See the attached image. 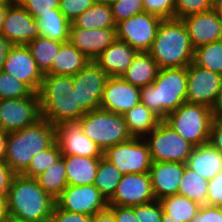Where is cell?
<instances>
[{
  "instance_id": "cell-13",
  "label": "cell",
  "mask_w": 222,
  "mask_h": 222,
  "mask_svg": "<svg viewBox=\"0 0 222 222\" xmlns=\"http://www.w3.org/2000/svg\"><path fill=\"white\" fill-rule=\"evenodd\" d=\"M55 205L68 212L94 216L108 208V201L92 184L65 187Z\"/></svg>"
},
{
  "instance_id": "cell-32",
  "label": "cell",
  "mask_w": 222,
  "mask_h": 222,
  "mask_svg": "<svg viewBox=\"0 0 222 222\" xmlns=\"http://www.w3.org/2000/svg\"><path fill=\"white\" fill-rule=\"evenodd\" d=\"M167 219H175L182 222H190L198 213L200 204L185 196L175 194L163 197L159 200Z\"/></svg>"
},
{
  "instance_id": "cell-28",
  "label": "cell",
  "mask_w": 222,
  "mask_h": 222,
  "mask_svg": "<svg viewBox=\"0 0 222 222\" xmlns=\"http://www.w3.org/2000/svg\"><path fill=\"white\" fill-rule=\"evenodd\" d=\"M132 137L144 138L162 121L142 102L123 114Z\"/></svg>"
},
{
  "instance_id": "cell-15",
  "label": "cell",
  "mask_w": 222,
  "mask_h": 222,
  "mask_svg": "<svg viewBox=\"0 0 222 222\" xmlns=\"http://www.w3.org/2000/svg\"><path fill=\"white\" fill-rule=\"evenodd\" d=\"M149 173L123 174L108 206H136L155 201Z\"/></svg>"
},
{
  "instance_id": "cell-48",
  "label": "cell",
  "mask_w": 222,
  "mask_h": 222,
  "mask_svg": "<svg viewBox=\"0 0 222 222\" xmlns=\"http://www.w3.org/2000/svg\"><path fill=\"white\" fill-rule=\"evenodd\" d=\"M108 208L112 211L116 222H138L133 207L108 206Z\"/></svg>"
},
{
  "instance_id": "cell-26",
  "label": "cell",
  "mask_w": 222,
  "mask_h": 222,
  "mask_svg": "<svg viewBox=\"0 0 222 222\" xmlns=\"http://www.w3.org/2000/svg\"><path fill=\"white\" fill-rule=\"evenodd\" d=\"M158 72L159 67L148 52H137L121 78L133 86L141 88L152 84Z\"/></svg>"
},
{
  "instance_id": "cell-9",
  "label": "cell",
  "mask_w": 222,
  "mask_h": 222,
  "mask_svg": "<svg viewBox=\"0 0 222 222\" xmlns=\"http://www.w3.org/2000/svg\"><path fill=\"white\" fill-rule=\"evenodd\" d=\"M103 157L119 169L122 174L149 173L152 164L149 147L143 138L131 139L108 147Z\"/></svg>"
},
{
  "instance_id": "cell-45",
  "label": "cell",
  "mask_w": 222,
  "mask_h": 222,
  "mask_svg": "<svg viewBox=\"0 0 222 222\" xmlns=\"http://www.w3.org/2000/svg\"><path fill=\"white\" fill-rule=\"evenodd\" d=\"M206 205L216 207L222 205V172L209 180Z\"/></svg>"
},
{
  "instance_id": "cell-40",
  "label": "cell",
  "mask_w": 222,
  "mask_h": 222,
  "mask_svg": "<svg viewBox=\"0 0 222 222\" xmlns=\"http://www.w3.org/2000/svg\"><path fill=\"white\" fill-rule=\"evenodd\" d=\"M175 18L182 19L213 9V0H174Z\"/></svg>"
},
{
  "instance_id": "cell-12",
  "label": "cell",
  "mask_w": 222,
  "mask_h": 222,
  "mask_svg": "<svg viewBox=\"0 0 222 222\" xmlns=\"http://www.w3.org/2000/svg\"><path fill=\"white\" fill-rule=\"evenodd\" d=\"M109 76L95 63L89 62L73 76L77 103L86 113L100 108L104 86Z\"/></svg>"
},
{
  "instance_id": "cell-6",
  "label": "cell",
  "mask_w": 222,
  "mask_h": 222,
  "mask_svg": "<svg viewBox=\"0 0 222 222\" xmlns=\"http://www.w3.org/2000/svg\"><path fill=\"white\" fill-rule=\"evenodd\" d=\"M78 122L83 133L94 141L103 152L108 147L132 138L124 116L102 108L86 112Z\"/></svg>"
},
{
  "instance_id": "cell-17",
  "label": "cell",
  "mask_w": 222,
  "mask_h": 222,
  "mask_svg": "<svg viewBox=\"0 0 222 222\" xmlns=\"http://www.w3.org/2000/svg\"><path fill=\"white\" fill-rule=\"evenodd\" d=\"M55 127L62 155L103 157L101 148L83 133L78 121L60 122Z\"/></svg>"
},
{
  "instance_id": "cell-58",
  "label": "cell",
  "mask_w": 222,
  "mask_h": 222,
  "mask_svg": "<svg viewBox=\"0 0 222 222\" xmlns=\"http://www.w3.org/2000/svg\"><path fill=\"white\" fill-rule=\"evenodd\" d=\"M95 3L111 5L117 0H94Z\"/></svg>"
},
{
  "instance_id": "cell-37",
  "label": "cell",
  "mask_w": 222,
  "mask_h": 222,
  "mask_svg": "<svg viewBox=\"0 0 222 222\" xmlns=\"http://www.w3.org/2000/svg\"><path fill=\"white\" fill-rule=\"evenodd\" d=\"M62 156L59 144L55 141L46 150L37 153L32 159L28 168L22 175L36 179L51 167Z\"/></svg>"
},
{
  "instance_id": "cell-4",
  "label": "cell",
  "mask_w": 222,
  "mask_h": 222,
  "mask_svg": "<svg viewBox=\"0 0 222 222\" xmlns=\"http://www.w3.org/2000/svg\"><path fill=\"white\" fill-rule=\"evenodd\" d=\"M56 141V127L41 118L35 124L8 133L5 163L14 174H22L31 159Z\"/></svg>"
},
{
  "instance_id": "cell-52",
  "label": "cell",
  "mask_w": 222,
  "mask_h": 222,
  "mask_svg": "<svg viewBox=\"0 0 222 222\" xmlns=\"http://www.w3.org/2000/svg\"><path fill=\"white\" fill-rule=\"evenodd\" d=\"M213 119L222 121V86L211 108Z\"/></svg>"
},
{
  "instance_id": "cell-33",
  "label": "cell",
  "mask_w": 222,
  "mask_h": 222,
  "mask_svg": "<svg viewBox=\"0 0 222 222\" xmlns=\"http://www.w3.org/2000/svg\"><path fill=\"white\" fill-rule=\"evenodd\" d=\"M36 180L47 194L56 199L63 189L68 186L64 158L61 156L43 174L38 176Z\"/></svg>"
},
{
  "instance_id": "cell-5",
  "label": "cell",
  "mask_w": 222,
  "mask_h": 222,
  "mask_svg": "<svg viewBox=\"0 0 222 222\" xmlns=\"http://www.w3.org/2000/svg\"><path fill=\"white\" fill-rule=\"evenodd\" d=\"M141 102L161 120L186 102L187 67L164 68L152 84L141 87Z\"/></svg>"
},
{
  "instance_id": "cell-7",
  "label": "cell",
  "mask_w": 222,
  "mask_h": 222,
  "mask_svg": "<svg viewBox=\"0 0 222 222\" xmlns=\"http://www.w3.org/2000/svg\"><path fill=\"white\" fill-rule=\"evenodd\" d=\"M164 121L186 141L199 146L208 143L213 116L207 106L185 102Z\"/></svg>"
},
{
  "instance_id": "cell-50",
  "label": "cell",
  "mask_w": 222,
  "mask_h": 222,
  "mask_svg": "<svg viewBox=\"0 0 222 222\" xmlns=\"http://www.w3.org/2000/svg\"><path fill=\"white\" fill-rule=\"evenodd\" d=\"M14 173L5 162H0V196H7Z\"/></svg>"
},
{
  "instance_id": "cell-29",
  "label": "cell",
  "mask_w": 222,
  "mask_h": 222,
  "mask_svg": "<svg viewBox=\"0 0 222 222\" xmlns=\"http://www.w3.org/2000/svg\"><path fill=\"white\" fill-rule=\"evenodd\" d=\"M40 36L65 43L69 41L71 22L59 9H52L50 13L42 14L36 19Z\"/></svg>"
},
{
  "instance_id": "cell-18",
  "label": "cell",
  "mask_w": 222,
  "mask_h": 222,
  "mask_svg": "<svg viewBox=\"0 0 222 222\" xmlns=\"http://www.w3.org/2000/svg\"><path fill=\"white\" fill-rule=\"evenodd\" d=\"M0 34L13 45H27L40 36L36 20L22 7L11 4Z\"/></svg>"
},
{
  "instance_id": "cell-44",
  "label": "cell",
  "mask_w": 222,
  "mask_h": 222,
  "mask_svg": "<svg viewBox=\"0 0 222 222\" xmlns=\"http://www.w3.org/2000/svg\"><path fill=\"white\" fill-rule=\"evenodd\" d=\"M60 0H29L22 7L36 20L42 14L59 9Z\"/></svg>"
},
{
  "instance_id": "cell-1",
  "label": "cell",
  "mask_w": 222,
  "mask_h": 222,
  "mask_svg": "<svg viewBox=\"0 0 222 222\" xmlns=\"http://www.w3.org/2000/svg\"><path fill=\"white\" fill-rule=\"evenodd\" d=\"M6 198L9 217L26 222H49L55 205L36 179L22 174L13 175Z\"/></svg>"
},
{
  "instance_id": "cell-3",
  "label": "cell",
  "mask_w": 222,
  "mask_h": 222,
  "mask_svg": "<svg viewBox=\"0 0 222 222\" xmlns=\"http://www.w3.org/2000/svg\"><path fill=\"white\" fill-rule=\"evenodd\" d=\"M148 53L159 69L187 67L194 59V48L182 19H162Z\"/></svg>"
},
{
  "instance_id": "cell-20",
  "label": "cell",
  "mask_w": 222,
  "mask_h": 222,
  "mask_svg": "<svg viewBox=\"0 0 222 222\" xmlns=\"http://www.w3.org/2000/svg\"><path fill=\"white\" fill-rule=\"evenodd\" d=\"M115 40V28L85 30L70 26L69 42L90 62H94Z\"/></svg>"
},
{
  "instance_id": "cell-46",
  "label": "cell",
  "mask_w": 222,
  "mask_h": 222,
  "mask_svg": "<svg viewBox=\"0 0 222 222\" xmlns=\"http://www.w3.org/2000/svg\"><path fill=\"white\" fill-rule=\"evenodd\" d=\"M49 222H93V216L68 212L54 205Z\"/></svg>"
},
{
  "instance_id": "cell-27",
  "label": "cell",
  "mask_w": 222,
  "mask_h": 222,
  "mask_svg": "<svg viewBox=\"0 0 222 222\" xmlns=\"http://www.w3.org/2000/svg\"><path fill=\"white\" fill-rule=\"evenodd\" d=\"M90 61L69 41L61 45L51 66V75L74 76Z\"/></svg>"
},
{
  "instance_id": "cell-23",
  "label": "cell",
  "mask_w": 222,
  "mask_h": 222,
  "mask_svg": "<svg viewBox=\"0 0 222 222\" xmlns=\"http://www.w3.org/2000/svg\"><path fill=\"white\" fill-rule=\"evenodd\" d=\"M136 53L130 45L116 39L94 62L109 77H121L131 65Z\"/></svg>"
},
{
  "instance_id": "cell-38",
  "label": "cell",
  "mask_w": 222,
  "mask_h": 222,
  "mask_svg": "<svg viewBox=\"0 0 222 222\" xmlns=\"http://www.w3.org/2000/svg\"><path fill=\"white\" fill-rule=\"evenodd\" d=\"M32 93L26 84L0 70V100L29 97Z\"/></svg>"
},
{
  "instance_id": "cell-61",
  "label": "cell",
  "mask_w": 222,
  "mask_h": 222,
  "mask_svg": "<svg viewBox=\"0 0 222 222\" xmlns=\"http://www.w3.org/2000/svg\"><path fill=\"white\" fill-rule=\"evenodd\" d=\"M4 222H26V221L8 217Z\"/></svg>"
},
{
  "instance_id": "cell-25",
  "label": "cell",
  "mask_w": 222,
  "mask_h": 222,
  "mask_svg": "<svg viewBox=\"0 0 222 222\" xmlns=\"http://www.w3.org/2000/svg\"><path fill=\"white\" fill-rule=\"evenodd\" d=\"M65 163L68 186L92 185L102 157L62 155Z\"/></svg>"
},
{
  "instance_id": "cell-42",
  "label": "cell",
  "mask_w": 222,
  "mask_h": 222,
  "mask_svg": "<svg viewBox=\"0 0 222 222\" xmlns=\"http://www.w3.org/2000/svg\"><path fill=\"white\" fill-rule=\"evenodd\" d=\"M144 12L159 16L162 19L175 18L174 0H143Z\"/></svg>"
},
{
  "instance_id": "cell-47",
  "label": "cell",
  "mask_w": 222,
  "mask_h": 222,
  "mask_svg": "<svg viewBox=\"0 0 222 222\" xmlns=\"http://www.w3.org/2000/svg\"><path fill=\"white\" fill-rule=\"evenodd\" d=\"M190 222H222V210L216 206L201 205Z\"/></svg>"
},
{
  "instance_id": "cell-16",
  "label": "cell",
  "mask_w": 222,
  "mask_h": 222,
  "mask_svg": "<svg viewBox=\"0 0 222 222\" xmlns=\"http://www.w3.org/2000/svg\"><path fill=\"white\" fill-rule=\"evenodd\" d=\"M2 71L26 84L34 93H38L44 77L27 45H13L10 48Z\"/></svg>"
},
{
  "instance_id": "cell-51",
  "label": "cell",
  "mask_w": 222,
  "mask_h": 222,
  "mask_svg": "<svg viewBox=\"0 0 222 222\" xmlns=\"http://www.w3.org/2000/svg\"><path fill=\"white\" fill-rule=\"evenodd\" d=\"M12 46L13 44L0 34V70H2L7 57V53Z\"/></svg>"
},
{
  "instance_id": "cell-43",
  "label": "cell",
  "mask_w": 222,
  "mask_h": 222,
  "mask_svg": "<svg viewBox=\"0 0 222 222\" xmlns=\"http://www.w3.org/2000/svg\"><path fill=\"white\" fill-rule=\"evenodd\" d=\"M94 4V0H60L59 10L72 23L78 15Z\"/></svg>"
},
{
  "instance_id": "cell-56",
  "label": "cell",
  "mask_w": 222,
  "mask_h": 222,
  "mask_svg": "<svg viewBox=\"0 0 222 222\" xmlns=\"http://www.w3.org/2000/svg\"><path fill=\"white\" fill-rule=\"evenodd\" d=\"M7 196H0V222H4L8 217Z\"/></svg>"
},
{
  "instance_id": "cell-35",
  "label": "cell",
  "mask_w": 222,
  "mask_h": 222,
  "mask_svg": "<svg viewBox=\"0 0 222 222\" xmlns=\"http://www.w3.org/2000/svg\"><path fill=\"white\" fill-rule=\"evenodd\" d=\"M123 174L110 163L106 158L102 157L98 164V170L93 185L108 201L122 179Z\"/></svg>"
},
{
  "instance_id": "cell-2",
  "label": "cell",
  "mask_w": 222,
  "mask_h": 222,
  "mask_svg": "<svg viewBox=\"0 0 222 222\" xmlns=\"http://www.w3.org/2000/svg\"><path fill=\"white\" fill-rule=\"evenodd\" d=\"M41 116L51 124L78 121L85 112L77 103L73 76L44 75L38 91Z\"/></svg>"
},
{
  "instance_id": "cell-55",
  "label": "cell",
  "mask_w": 222,
  "mask_h": 222,
  "mask_svg": "<svg viewBox=\"0 0 222 222\" xmlns=\"http://www.w3.org/2000/svg\"><path fill=\"white\" fill-rule=\"evenodd\" d=\"M12 4L11 0L0 1V32L3 27L8 7Z\"/></svg>"
},
{
  "instance_id": "cell-59",
  "label": "cell",
  "mask_w": 222,
  "mask_h": 222,
  "mask_svg": "<svg viewBox=\"0 0 222 222\" xmlns=\"http://www.w3.org/2000/svg\"><path fill=\"white\" fill-rule=\"evenodd\" d=\"M161 222H182V221L175 220V219H167V214L163 212Z\"/></svg>"
},
{
  "instance_id": "cell-8",
  "label": "cell",
  "mask_w": 222,
  "mask_h": 222,
  "mask_svg": "<svg viewBox=\"0 0 222 222\" xmlns=\"http://www.w3.org/2000/svg\"><path fill=\"white\" fill-rule=\"evenodd\" d=\"M143 139L149 147L152 162L173 161L185 164L194 148L164 120Z\"/></svg>"
},
{
  "instance_id": "cell-19",
  "label": "cell",
  "mask_w": 222,
  "mask_h": 222,
  "mask_svg": "<svg viewBox=\"0 0 222 222\" xmlns=\"http://www.w3.org/2000/svg\"><path fill=\"white\" fill-rule=\"evenodd\" d=\"M141 102V90L121 77H109L104 86L100 108L123 115Z\"/></svg>"
},
{
  "instance_id": "cell-57",
  "label": "cell",
  "mask_w": 222,
  "mask_h": 222,
  "mask_svg": "<svg viewBox=\"0 0 222 222\" xmlns=\"http://www.w3.org/2000/svg\"><path fill=\"white\" fill-rule=\"evenodd\" d=\"M213 9L222 21V0H213Z\"/></svg>"
},
{
  "instance_id": "cell-14",
  "label": "cell",
  "mask_w": 222,
  "mask_h": 222,
  "mask_svg": "<svg viewBox=\"0 0 222 222\" xmlns=\"http://www.w3.org/2000/svg\"><path fill=\"white\" fill-rule=\"evenodd\" d=\"M222 86V75L204 69L194 62L187 66L186 102L212 108Z\"/></svg>"
},
{
  "instance_id": "cell-31",
  "label": "cell",
  "mask_w": 222,
  "mask_h": 222,
  "mask_svg": "<svg viewBox=\"0 0 222 222\" xmlns=\"http://www.w3.org/2000/svg\"><path fill=\"white\" fill-rule=\"evenodd\" d=\"M62 44L61 42L43 36L36 37L27 44L43 76L50 72L51 66Z\"/></svg>"
},
{
  "instance_id": "cell-11",
  "label": "cell",
  "mask_w": 222,
  "mask_h": 222,
  "mask_svg": "<svg viewBox=\"0 0 222 222\" xmlns=\"http://www.w3.org/2000/svg\"><path fill=\"white\" fill-rule=\"evenodd\" d=\"M42 118L38 93L29 97L0 100V129L7 133L19 131Z\"/></svg>"
},
{
  "instance_id": "cell-24",
  "label": "cell",
  "mask_w": 222,
  "mask_h": 222,
  "mask_svg": "<svg viewBox=\"0 0 222 222\" xmlns=\"http://www.w3.org/2000/svg\"><path fill=\"white\" fill-rule=\"evenodd\" d=\"M185 164L209 181L222 172V153L209 143L194 146Z\"/></svg>"
},
{
  "instance_id": "cell-53",
  "label": "cell",
  "mask_w": 222,
  "mask_h": 222,
  "mask_svg": "<svg viewBox=\"0 0 222 222\" xmlns=\"http://www.w3.org/2000/svg\"><path fill=\"white\" fill-rule=\"evenodd\" d=\"M93 222H116L112 211L107 208L93 216Z\"/></svg>"
},
{
  "instance_id": "cell-41",
  "label": "cell",
  "mask_w": 222,
  "mask_h": 222,
  "mask_svg": "<svg viewBox=\"0 0 222 222\" xmlns=\"http://www.w3.org/2000/svg\"><path fill=\"white\" fill-rule=\"evenodd\" d=\"M138 222H161L163 209L159 200L132 206Z\"/></svg>"
},
{
  "instance_id": "cell-60",
  "label": "cell",
  "mask_w": 222,
  "mask_h": 222,
  "mask_svg": "<svg viewBox=\"0 0 222 222\" xmlns=\"http://www.w3.org/2000/svg\"><path fill=\"white\" fill-rule=\"evenodd\" d=\"M11 1H12V4H14V5L23 6L29 0H11Z\"/></svg>"
},
{
  "instance_id": "cell-54",
  "label": "cell",
  "mask_w": 222,
  "mask_h": 222,
  "mask_svg": "<svg viewBox=\"0 0 222 222\" xmlns=\"http://www.w3.org/2000/svg\"><path fill=\"white\" fill-rule=\"evenodd\" d=\"M8 133L0 129V162H5Z\"/></svg>"
},
{
  "instance_id": "cell-21",
  "label": "cell",
  "mask_w": 222,
  "mask_h": 222,
  "mask_svg": "<svg viewBox=\"0 0 222 222\" xmlns=\"http://www.w3.org/2000/svg\"><path fill=\"white\" fill-rule=\"evenodd\" d=\"M182 21L194 49L222 39V21L214 9L189 15Z\"/></svg>"
},
{
  "instance_id": "cell-36",
  "label": "cell",
  "mask_w": 222,
  "mask_h": 222,
  "mask_svg": "<svg viewBox=\"0 0 222 222\" xmlns=\"http://www.w3.org/2000/svg\"><path fill=\"white\" fill-rule=\"evenodd\" d=\"M193 62L204 69L222 75V39L194 49Z\"/></svg>"
},
{
  "instance_id": "cell-22",
  "label": "cell",
  "mask_w": 222,
  "mask_h": 222,
  "mask_svg": "<svg viewBox=\"0 0 222 222\" xmlns=\"http://www.w3.org/2000/svg\"><path fill=\"white\" fill-rule=\"evenodd\" d=\"M184 168L185 164L180 162H152L149 174L156 200L178 194Z\"/></svg>"
},
{
  "instance_id": "cell-30",
  "label": "cell",
  "mask_w": 222,
  "mask_h": 222,
  "mask_svg": "<svg viewBox=\"0 0 222 222\" xmlns=\"http://www.w3.org/2000/svg\"><path fill=\"white\" fill-rule=\"evenodd\" d=\"M71 24L76 28L85 30L116 28L111 6L99 3H95L81 15H78Z\"/></svg>"
},
{
  "instance_id": "cell-49",
  "label": "cell",
  "mask_w": 222,
  "mask_h": 222,
  "mask_svg": "<svg viewBox=\"0 0 222 222\" xmlns=\"http://www.w3.org/2000/svg\"><path fill=\"white\" fill-rule=\"evenodd\" d=\"M208 143L222 153V121L213 119Z\"/></svg>"
},
{
  "instance_id": "cell-39",
  "label": "cell",
  "mask_w": 222,
  "mask_h": 222,
  "mask_svg": "<svg viewBox=\"0 0 222 222\" xmlns=\"http://www.w3.org/2000/svg\"><path fill=\"white\" fill-rule=\"evenodd\" d=\"M110 6L115 23L144 12L143 0H117Z\"/></svg>"
},
{
  "instance_id": "cell-10",
  "label": "cell",
  "mask_w": 222,
  "mask_h": 222,
  "mask_svg": "<svg viewBox=\"0 0 222 222\" xmlns=\"http://www.w3.org/2000/svg\"><path fill=\"white\" fill-rule=\"evenodd\" d=\"M162 18L143 12L116 23V39L130 45L137 52H148L155 40Z\"/></svg>"
},
{
  "instance_id": "cell-34",
  "label": "cell",
  "mask_w": 222,
  "mask_h": 222,
  "mask_svg": "<svg viewBox=\"0 0 222 222\" xmlns=\"http://www.w3.org/2000/svg\"><path fill=\"white\" fill-rule=\"evenodd\" d=\"M208 183V180L198 175L185 164L184 174L179 185L178 194L198 202L200 205H206Z\"/></svg>"
}]
</instances>
